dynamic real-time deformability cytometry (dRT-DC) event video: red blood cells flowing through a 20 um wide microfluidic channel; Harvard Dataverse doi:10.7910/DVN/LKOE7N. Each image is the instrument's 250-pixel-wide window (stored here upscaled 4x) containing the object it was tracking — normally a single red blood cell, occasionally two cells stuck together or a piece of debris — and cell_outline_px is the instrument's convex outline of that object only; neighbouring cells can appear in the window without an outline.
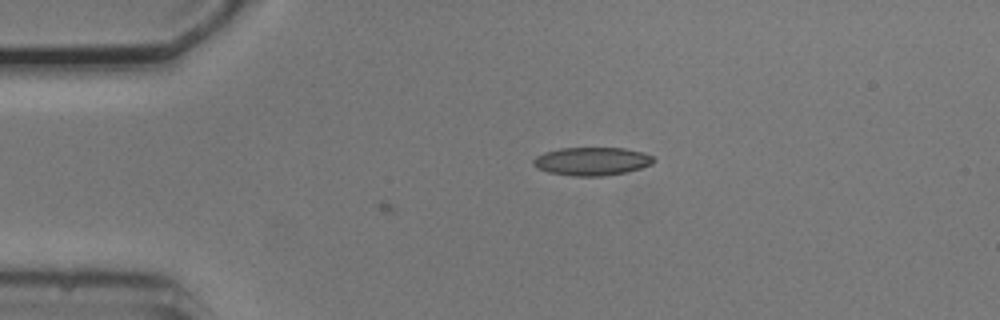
{"species": "common noctule bat (a hibernating species)", "species_latin": "Nyctalus noctula", "temperature_condition": "cold", "stored_images_in_passage": 6, "camera_frame_rate_fps": 3000, "um_per_image_px": 0.085, "animal": {"sex": "male", "body_mass_g": 20.5, "forearm_length_mm": 52.5}, "frame": {"image": 1, "passage_image": 1, "time_ms": 0.0, "image_size_px": [1000, 320], "cell_outline_px": [[656, 160], [652, 164], [628, 172], [604, 176], [572, 176], [548, 172], [536, 168], [532, 164], [532, 160], [536, 156], [544, 152], [560, 148], [624, 148], [644, 152], [652, 156]], "centroid_in_image_um": [50.3, 13.71], "position_along_channel_um": 34.7, "area_um2": 20.0}}